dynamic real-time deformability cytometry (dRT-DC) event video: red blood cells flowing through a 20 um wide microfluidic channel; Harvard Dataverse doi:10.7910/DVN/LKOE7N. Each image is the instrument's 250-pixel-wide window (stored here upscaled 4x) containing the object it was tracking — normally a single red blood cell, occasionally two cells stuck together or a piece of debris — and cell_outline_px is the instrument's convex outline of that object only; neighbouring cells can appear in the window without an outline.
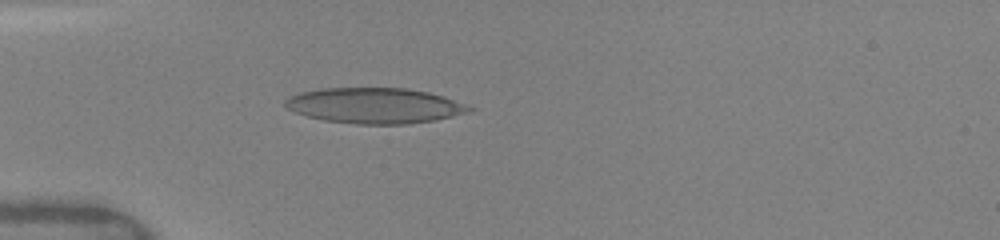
{"species": "human", "species_latin": "Homo sapiens", "temperature_condition": "warm", "stored_images_in_passage": 16, "camera_frame_rate_fps": 3000, "um_per_image_px": 0.085, "donor": {"sex": "female"}, "frame": {"image": 1, "passage_image": 1, "time_ms": 0.0, "image_size_px": [1000, 240], "cell_outline_px": [[476, 108], [472, 112], [432, 120], [404, 124], [356, 124], [324, 120], [308, 116], [284, 108], [284, 100], [288, 96], [300, 92], [320, 88], [404, 88], [428, 92], [444, 96]], "centroid_in_image_um": [31.83, 8.97], "position_along_channel_um": 53.2, "area_um2": 38.21}}
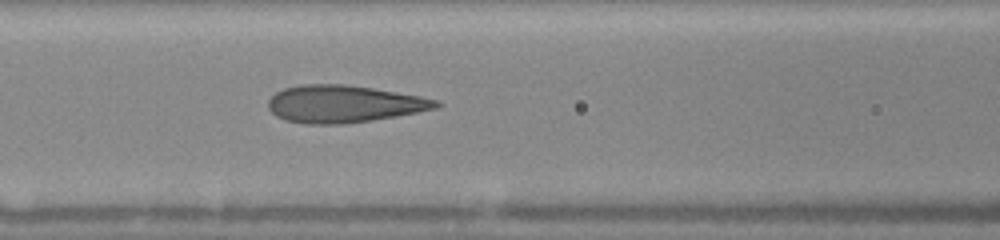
{"frame": {"image": 2, "passage_image": 8, "time_ms": 2.333, "image_size_px": [1000, 240], "cell_outline_px": [[444, 104], [436, 108], [396, 116], [372, 120], [344, 124], [304, 124], [284, 120], [276, 116], [268, 108], [268, 100], [276, 92], [284, 88], [300, 84], [344, 84], [372, 88], [420, 96], [440, 100]], "centroid_in_image_um": [29.21, 8.83], "position_along_channel_um": 137.4, "area_um2": 36.59}}
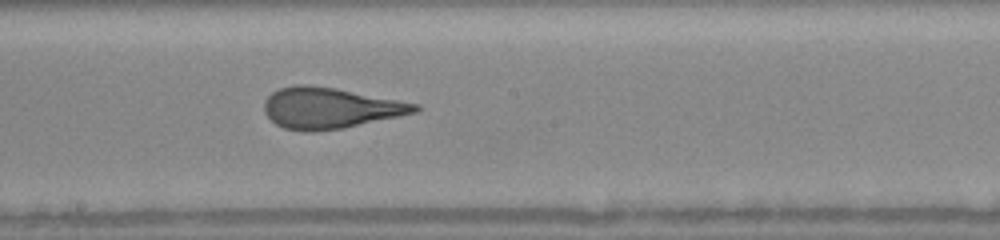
{"frame": {"image": 3, "passage_image": 13, "time_ms": 4.333, "image_size_px": [1000, 240], "cell_outline_px": [[420, 108], [416, 112], [344, 128], [312, 132], [308, 132], [284, 128], [276, 124], [264, 112], [264, 104], [268, 96], [272, 92], [280, 88], [296, 84], [308, 84], [336, 88], [420, 104]], "centroid_in_image_um": [28.04, 9.18], "position_along_channel_um": 220.2, "area_um2": 35.84}}